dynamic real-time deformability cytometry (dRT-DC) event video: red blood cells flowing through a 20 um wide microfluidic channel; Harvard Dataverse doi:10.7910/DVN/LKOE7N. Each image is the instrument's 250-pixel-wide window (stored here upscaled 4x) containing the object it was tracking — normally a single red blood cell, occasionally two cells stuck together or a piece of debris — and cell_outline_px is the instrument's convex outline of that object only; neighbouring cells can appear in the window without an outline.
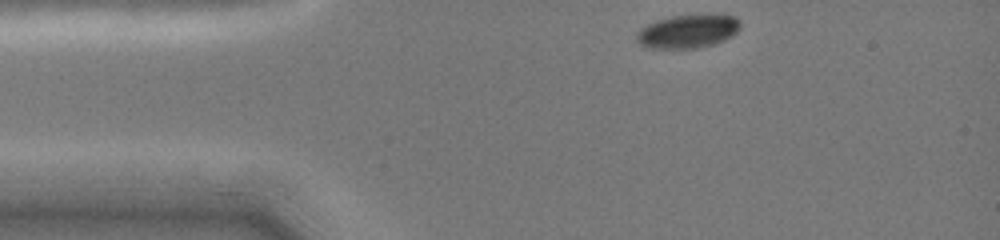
{"species": "common noctule bat (a hibernating species)", "species_latin": "Nyctalus noctula", "temperature_condition": "cold", "stored_images_in_passage": 8, "camera_frame_rate_fps": 3000, "um_per_image_px": 0.085, "animal": {"sex": "female", "body_mass_g": 19.0, "forearm_length_mm": 51.5}, "frame": {"image": 1, "passage_image": 1, "time_ms": 0.0, "image_size_px": [1000, 240], "cell_outline_px": [[740, 24], [736, 32], [724, 40], [712, 44], [696, 48], [652, 48], [640, 44], [636, 36], [640, 28], [656, 20], [672, 16], [712, 12], [732, 16]], "centroid_in_image_um": [58.47, 2.62], "position_along_channel_um": 26.5, "area_um2": 20.29}}
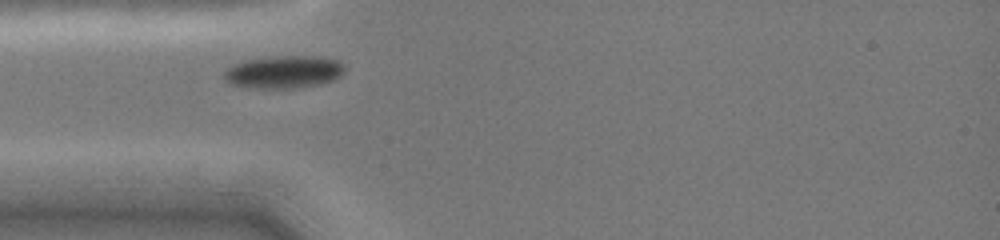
{"frame": {"image": 2, "passage_image": 7, "time_ms": 2.0, "image_size_px": [1000, 240], "cell_outline_px": [[344, 72], [340, 76], [332, 80], [320, 84], [296, 88], [252, 88], [232, 84], [224, 80], [224, 72], [228, 68], [244, 60], [272, 56], [316, 56], [340, 60], [344, 64]], "centroid_in_image_um": [24.15, 6.11], "position_along_channel_um": 60.9, "area_um2": 23.0}}